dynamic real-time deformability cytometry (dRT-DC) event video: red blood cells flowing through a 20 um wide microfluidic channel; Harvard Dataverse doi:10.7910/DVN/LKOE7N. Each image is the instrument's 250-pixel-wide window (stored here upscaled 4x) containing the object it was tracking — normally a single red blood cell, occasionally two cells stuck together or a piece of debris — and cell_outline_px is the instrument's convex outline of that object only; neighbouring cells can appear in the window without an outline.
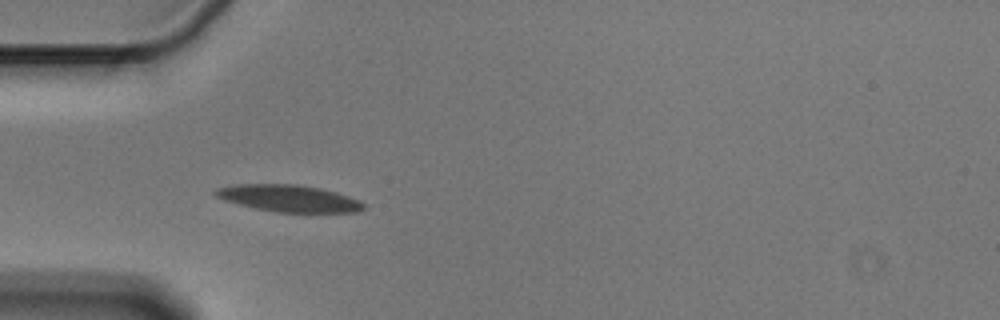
{"species": "Egyptian fruit bat (a non-hibernating species)", "species_latin": "Rousettus aegyptiacus", "temperature_condition": "cold", "stored_images_in_passage": 13, "camera_frame_rate_fps": 3000, "um_per_image_px": 0.085, "animal": {"sex": "male"}, "frame": {"image": 1, "passage_image": 3, "time_ms": 0.667, "image_size_px": [1000, 320], "cell_outline_px": [[364, 208], [356, 212], [276, 212], [256, 208], [224, 200], [216, 196], [212, 192], [216, 188], [232, 184], [300, 184], [320, 188], [336, 192], [360, 200], [364, 204]], "centroid_in_image_um": [24.53, 16.84], "position_along_channel_um": 60.5, "area_um2": 23.18}}
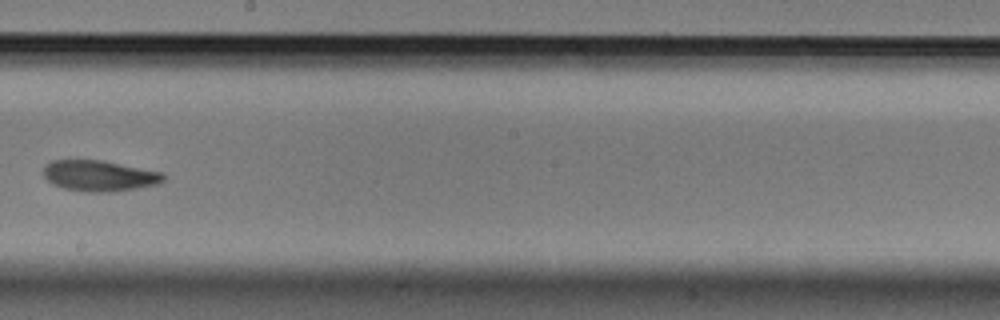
{"frame": {"image": 2, "passage_image": 7, "time_ms": 2.0, "image_size_px": [1000, 320], "cell_outline_px": [[168, 176], [164, 180], [156, 184], [136, 188], [100, 192], [92, 192], [64, 188], [52, 184], [44, 176], [44, 164], [52, 160], [100, 160], [164, 172]], "centroid_in_image_um": [8.45, 14.92], "position_along_channel_um": 239.7, "area_um2": 21.39}}
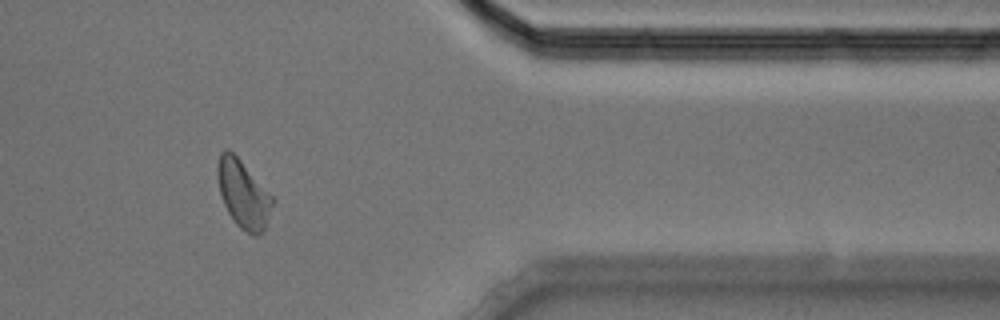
{"frame": {"image": 3, "passage_image": 11, "time_ms": 3.333, "image_size_px": [1000, 320], "cell_outline_px": [[276, 200], [264, 228], [260, 236], [252, 236], [240, 228], [236, 224], [228, 212], [224, 204], [220, 192], [216, 176], [216, 164], [220, 152], [224, 148], [228, 148], [240, 160]], "centroid_in_image_um": [20.66, 16.5], "position_along_channel_um": 390.7, "area_um2": 21.85}}